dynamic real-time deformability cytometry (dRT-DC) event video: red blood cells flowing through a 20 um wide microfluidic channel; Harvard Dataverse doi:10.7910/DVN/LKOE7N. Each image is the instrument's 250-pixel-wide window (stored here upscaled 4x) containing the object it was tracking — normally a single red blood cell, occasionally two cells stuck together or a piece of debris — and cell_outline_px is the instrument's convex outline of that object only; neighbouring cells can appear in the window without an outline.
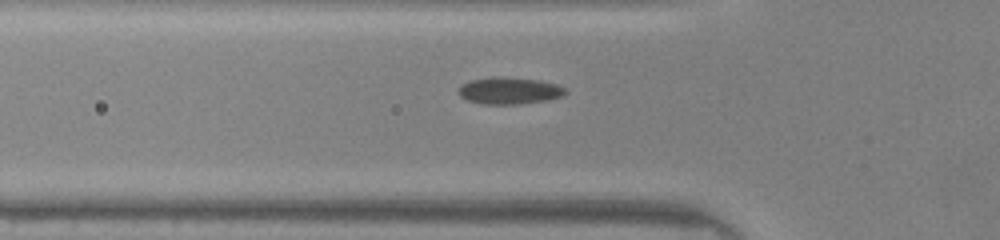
{"species": "common noctule bat (a hibernating species)", "species_latin": "Nyctalus noctula", "temperature_condition": "warm", "stored_images_in_passage": 20, "camera_frame_rate_fps": 3000, "um_per_image_px": 0.085, "animal": {"sex": "male", "body_mass_g": 20.0, "forearm_length_mm": 53.3}, "frame": {"image": 1, "passage_image": 2, "time_ms": 0.333, "image_size_px": [1000, 240], "cell_outline_px": [[568, 92], [564, 96], [544, 100], [520, 104], [484, 104], [468, 100], [460, 96], [460, 88], [464, 84], [472, 80], [492, 76], [496, 76], [540, 80], [556, 84], [564, 88]], "centroid_in_image_um": [43.33, 7.7], "position_along_channel_um": 82.5, "area_um2": 16.53}}
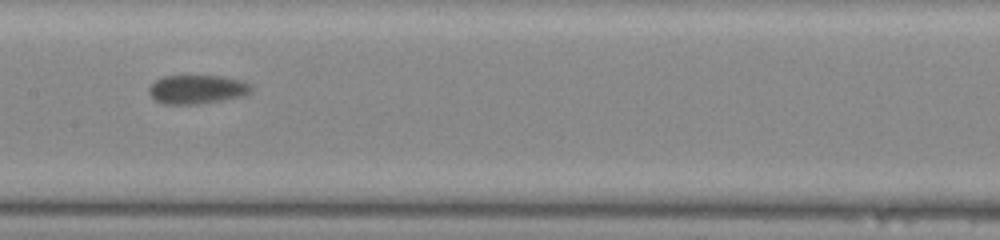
{"frame": {"image": 2, "passage_image": 10, "time_ms": 3.0, "image_size_px": [1000, 240], "cell_outline_px": [[252, 92], [240, 96], [220, 100], [192, 104], [164, 104], [156, 100], [148, 92], [148, 88], [156, 80], [164, 76], [220, 76], [240, 80], [252, 84]], "centroid_in_image_um": [16.74, 7.58], "position_along_channel_um": 190.7, "area_um2": 16.94}}
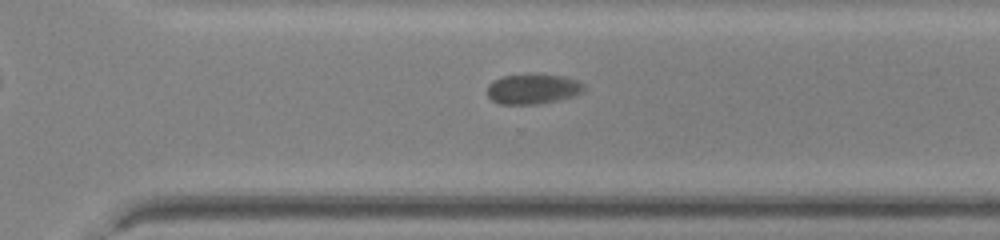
{"frame": {"image": 3, "passage_image": 20, "time_ms": 6.333, "image_size_px": [1000, 240], "cell_outline_px": [[584, 92], [572, 96], [556, 100], [536, 104], [500, 104], [492, 100], [488, 96], [488, 84], [492, 80], [504, 76], [568, 76], [584, 84]], "centroid_in_image_um": [45.29, 7.58], "position_along_channel_um": 325.3, "area_um2": 16.47}}